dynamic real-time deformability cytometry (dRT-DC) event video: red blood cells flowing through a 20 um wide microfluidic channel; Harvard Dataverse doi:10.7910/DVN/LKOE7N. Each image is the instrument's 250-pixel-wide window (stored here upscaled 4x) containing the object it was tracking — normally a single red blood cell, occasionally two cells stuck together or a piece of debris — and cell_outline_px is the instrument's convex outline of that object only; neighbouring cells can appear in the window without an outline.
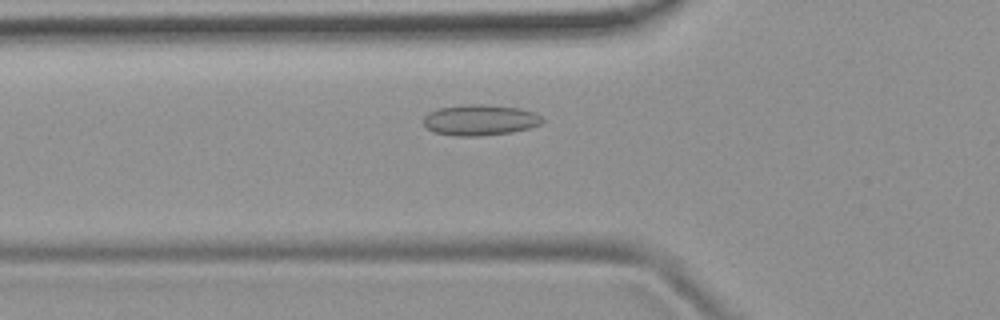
{"species": "common noctule bat (a hibernating species)", "species_latin": "Nyctalus noctula", "temperature_condition": "room temperature", "stored_images_in_passage": 45, "camera_frame_rate_fps": 3000, "um_per_image_px": 0.085, "animal": {"sex": "female", "body_mass_g": 19.9}, "frame": {"image": 1, "passage_image": 10, "time_ms": 3.0, "image_size_px": [1000, 320], "cell_outline_px": [[544, 124], [512, 132], [480, 136], [452, 136], [432, 132], [424, 124], [424, 116], [428, 112], [440, 108], [468, 104], [484, 104], [520, 108], [536, 112], [544, 120]], "centroid_in_image_um": [40.82, 10.2], "position_along_channel_um": 85.0, "area_um2": 21.56}}
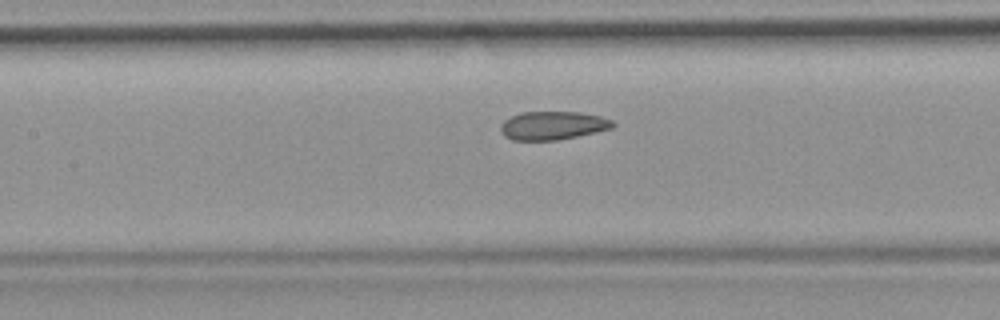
{"frame": {"image": 2, "passage_image": 16, "time_ms": 5.0, "image_size_px": [1000, 320], "cell_outline_px": [[616, 124], [612, 128], [596, 132], [556, 140], [512, 140], [504, 136], [500, 132], [500, 124], [504, 120], [520, 112], [580, 112], [600, 116], [612, 120]], "centroid_in_image_um": [46.96, 10.66], "position_along_channel_um": 160.4, "area_um2": 18.61}}
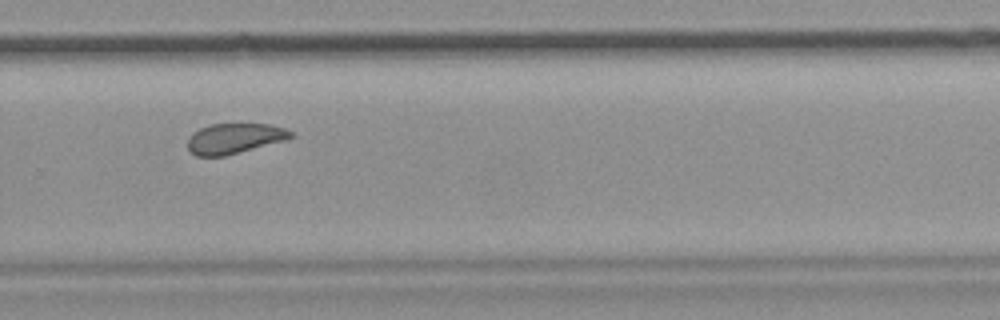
{"frame": {"image": 3, "passage_image": 28, "time_ms": 9.0, "image_size_px": [1000, 320], "cell_outline_px": [[292, 136], [284, 140], [224, 156], [196, 156], [188, 148], [188, 136], [192, 132], [208, 124], [268, 124], [284, 128], [292, 132]], "centroid_in_image_um": [19.86, 11.76], "position_along_channel_um": 309.9, "area_um2": 17.98}, "authors_computed_cell_mechanics": {"area_um2": 19.5942, "velocity_mm_per_s": 3.7469, "shape_relaxation_time_tau1_ms": null, "shape_relaxation_time_tau2_ms": 2.9622, "deformation_change_tau1": null, "deformation_change_tau2": 0.0753}}